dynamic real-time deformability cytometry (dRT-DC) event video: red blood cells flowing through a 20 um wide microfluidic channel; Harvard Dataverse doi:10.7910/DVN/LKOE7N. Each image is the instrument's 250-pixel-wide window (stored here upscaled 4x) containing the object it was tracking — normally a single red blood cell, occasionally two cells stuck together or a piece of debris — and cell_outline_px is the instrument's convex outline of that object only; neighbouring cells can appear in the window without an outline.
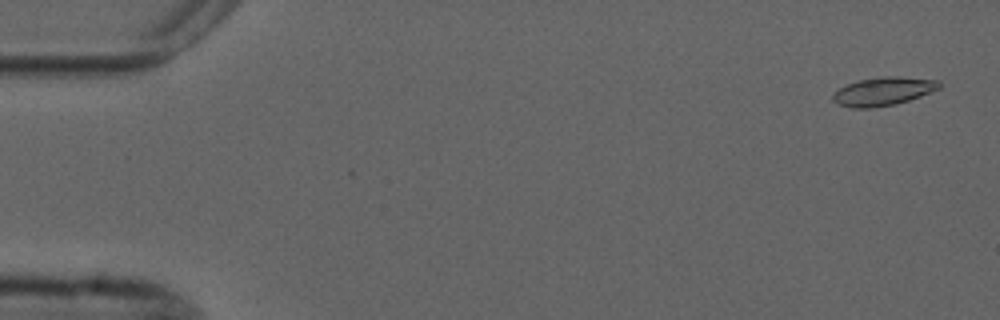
{"species": "common noctule bat (a hibernating species)", "species_latin": "Nyctalus noctula", "temperature_condition": "cold", "stored_images_in_passage": 2, "camera_frame_rate_fps": 3000, "um_per_image_px": 0.085, "animal": {"sex": "male", "forearm_length_mm": 52.5}, "frame": {"image": 1, "passage_image": 2, "time_ms": 1.667, "image_size_px": [1000, 320], "cell_outline_px": [[940, 88], [920, 96], [908, 100], [892, 104], [872, 108], [852, 108], [836, 104], [832, 100], [832, 96], [840, 88], [848, 84], [860, 80], [884, 76], [900, 76], [940, 80]], "centroid_in_image_um": [75.07, 7.76], "position_along_channel_um": 9.9, "area_um2": 17.46}}